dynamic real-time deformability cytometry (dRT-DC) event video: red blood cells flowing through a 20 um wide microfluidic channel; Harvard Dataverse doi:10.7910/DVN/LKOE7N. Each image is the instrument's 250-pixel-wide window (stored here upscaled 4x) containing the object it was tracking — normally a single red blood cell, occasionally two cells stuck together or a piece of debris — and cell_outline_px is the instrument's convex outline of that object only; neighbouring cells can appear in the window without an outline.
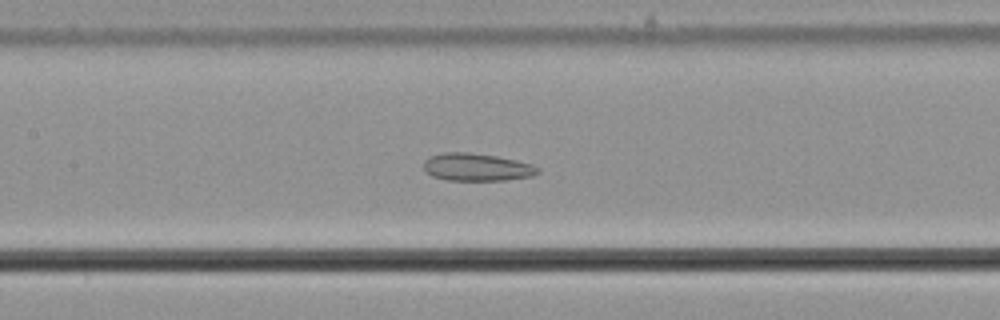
{"species": "common noctule bat (a hibernating species)", "species_latin": "Nyctalus noctula", "temperature_condition": "cold", "stored_images_in_passage": 33, "camera_frame_rate_fps": 3000, "um_per_image_px": 0.085, "animal": {"sex": "male", "body_mass_g": 21.5, "forearm_length_mm": 52.0}, "frame": {"image": 1, "passage_image": 19, "time_ms": 6.0, "image_size_px": [1000, 320], "cell_outline_px": [[540, 172], [532, 176], [504, 180], [444, 180], [432, 176], [424, 172], [424, 160], [428, 156], [444, 152], [468, 152], [496, 156], [516, 160], [532, 164], [540, 168]], "centroid_in_image_um": [40.49, 14.2], "position_along_channel_um": 166.9, "area_um2": 18.55}}
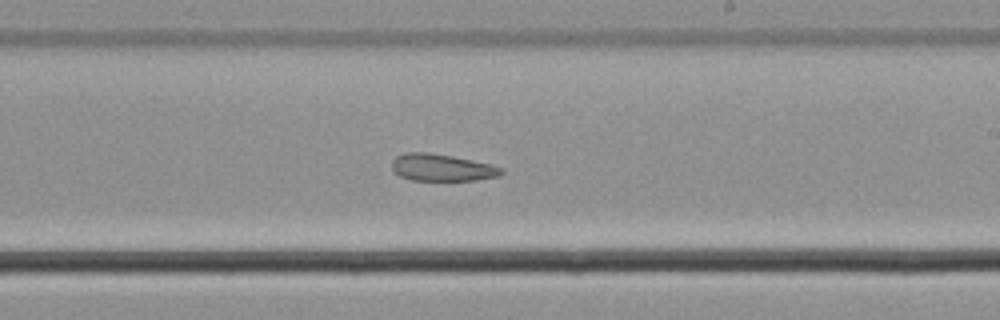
{"frame": {"image": 2, "passage_image": 26, "time_ms": 8.333, "image_size_px": [1000, 320], "cell_outline_px": [[504, 172], [500, 176], [476, 180], [412, 180], [400, 176], [392, 172], [392, 160], [396, 156], [404, 152], [428, 152], [452, 156], [492, 164], [504, 168]], "centroid_in_image_um": [37.56, 14.24], "position_along_channel_um": 251.4, "area_um2": 17.46}}
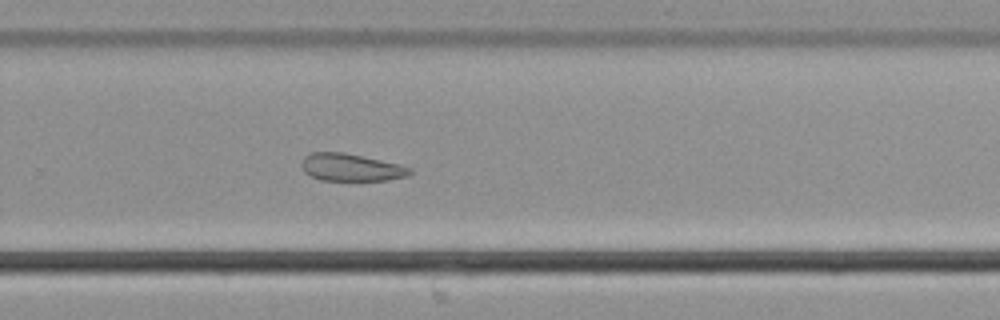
{"frame": {"image": 3, "passage_image": 30, "time_ms": 9.667, "image_size_px": [1000, 320], "cell_outline_px": [[412, 172], [408, 176], [388, 180], [320, 180], [304, 172], [304, 156], [312, 152], [344, 152], [400, 164], [412, 168]], "centroid_in_image_um": [29.89, 14.23], "position_along_channel_um": 299.9, "area_um2": 17.17}}